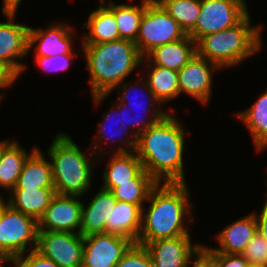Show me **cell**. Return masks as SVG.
I'll return each instance as SVG.
<instances>
[{"label":"cell","mask_w":267,"mask_h":267,"mask_svg":"<svg viewBox=\"0 0 267 267\" xmlns=\"http://www.w3.org/2000/svg\"><path fill=\"white\" fill-rule=\"evenodd\" d=\"M183 127L178 118L168 114L138 136L135 152L158 183H185Z\"/></svg>","instance_id":"1"},{"label":"cell","mask_w":267,"mask_h":267,"mask_svg":"<svg viewBox=\"0 0 267 267\" xmlns=\"http://www.w3.org/2000/svg\"><path fill=\"white\" fill-rule=\"evenodd\" d=\"M190 196L186 182L158 183L149 195L146 212L142 209L141 231L136 243L144 246L154 240L190 235L188 229L193 224ZM185 217L190 225L184 223Z\"/></svg>","instance_id":"2"},{"label":"cell","mask_w":267,"mask_h":267,"mask_svg":"<svg viewBox=\"0 0 267 267\" xmlns=\"http://www.w3.org/2000/svg\"><path fill=\"white\" fill-rule=\"evenodd\" d=\"M81 45L90 74L89 82L95 105L103 102L116 86L142 64L143 56L135 42L130 40Z\"/></svg>","instance_id":"3"},{"label":"cell","mask_w":267,"mask_h":267,"mask_svg":"<svg viewBox=\"0 0 267 267\" xmlns=\"http://www.w3.org/2000/svg\"><path fill=\"white\" fill-rule=\"evenodd\" d=\"M46 153L51 160L56 194L81 197L90 190L93 179L91 168L102 154L90 159L64 132L56 134Z\"/></svg>","instance_id":"4"},{"label":"cell","mask_w":267,"mask_h":267,"mask_svg":"<svg viewBox=\"0 0 267 267\" xmlns=\"http://www.w3.org/2000/svg\"><path fill=\"white\" fill-rule=\"evenodd\" d=\"M251 22L248 13L238 24L203 36L196 43L197 54L221 69L239 65L262 48V26Z\"/></svg>","instance_id":"5"},{"label":"cell","mask_w":267,"mask_h":267,"mask_svg":"<svg viewBox=\"0 0 267 267\" xmlns=\"http://www.w3.org/2000/svg\"><path fill=\"white\" fill-rule=\"evenodd\" d=\"M38 221L8 203L0 210V252L9 260L36 249Z\"/></svg>","instance_id":"6"},{"label":"cell","mask_w":267,"mask_h":267,"mask_svg":"<svg viewBox=\"0 0 267 267\" xmlns=\"http://www.w3.org/2000/svg\"><path fill=\"white\" fill-rule=\"evenodd\" d=\"M187 34L163 7L155 0H146L135 44L145 57L154 48L178 41Z\"/></svg>","instance_id":"7"},{"label":"cell","mask_w":267,"mask_h":267,"mask_svg":"<svg viewBox=\"0 0 267 267\" xmlns=\"http://www.w3.org/2000/svg\"><path fill=\"white\" fill-rule=\"evenodd\" d=\"M35 250L59 267H82L83 236L74 232L38 231Z\"/></svg>","instance_id":"8"},{"label":"cell","mask_w":267,"mask_h":267,"mask_svg":"<svg viewBox=\"0 0 267 267\" xmlns=\"http://www.w3.org/2000/svg\"><path fill=\"white\" fill-rule=\"evenodd\" d=\"M248 12L231 0H201L195 28L188 34L196 43L205 35L238 24Z\"/></svg>","instance_id":"9"},{"label":"cell","mask_w":267,"mask_h":267,"mask_svg":"<svg viewBox=\"0 0 267 267\" xmlns=\"http://www.w3.org/2000/svg\"><path fill=\"white\" fill-rule=\"evenodd\" d=\"M133 244L128 238L110 233L84 236L82 267H115Z\"/></svg>","instance_id":"10"},{"label":"cell","mask_w":267,"mask_h":267,"mask_svg":"<svg viewBox=\"0 0 267 267\" xmlns=\"http://www.w3.org/2000/svg\"><path fill=\"white\" fill-rule=\"evenodd\" d=\"M2 12L9 22H0V60L20 76L27 67L18 59L25 58L29 52L28 33L30 27L15 23L17 9H2Z\"/></svg>","instance_id":"11"},{"label":"cell","mask_w":267,"mask_h":267,"mask_svg":"<svg viewBox=\"0 0 267 267\" xmlns=\"http://www.w3.org/2000/svg\"><path fill=\"white\" fill-rule=\"evenodd\" d=\"M78 198L56 194L38 221L39 231L79 233L83 202Z\"/></svg>","instance_id":"12"},{"label":"cell","mask_w":267,"mask_h":267,"mask_svg":"<svg viewBox=\"0 0 267 267\" xmlns=\"http://www.w3.org/2000/svg\"><path fill=\"white\" fill-rule=\"evenodd\" d=\"M221 68L197 53L178 71L179 96L184 92L200 104H209L212 94V73ZM212 72V73H211Z\"/></svg>","instance_id":"13"},{"label":"cell","mask_w":267,"mask_h":267,"mask_svg":"<svg viewBox=\"0 0 267 267\" xmlns=\"http://www.w3.org/2000/svg\"><path fill=\"white\" fill-rule=\"evenodd\" d=\"M73 31L65 22H56L45 29L30 27L28 51H31L35 45V57L76 54L72 49L75 44L72 38L75 35Z\"/></svg>","instance_id":"14"},{"label":"cell","mask_w":267,"mask_h":267,"mask_svg":"<svg viewBox=\"0 0 267 267\" xmlns=\"http://www.w3.org/2000/svg\"><path fill=\"white\" fill-rule=\"evenodd\" d=\"M190 235L154 240L144 246L149 251L153 267H189L192 255L202 244H193Z\"/></svg>","instance_id":"15"},{"label":"cell","mask_w":267,"mask_h":267,"mask_svg":"<svg viewBox=\"0 0 267 267\" xmlns=\"http://www.w3.org/2000/svg\"><path fill=\"white\" fill-rule=\"evenodd\" d=\"M119 104H118V103ZM112 109L111 110H109V111H107V114H105V113H103V121L105 122V126H104V122H100V124L98 125V130H97V136H98V139H96L97 141V143L96 142H94L95 144H94V146H93V144H92V146H91V148L92 149H90V150H92V151H94V153L91 151V153L90 154H92V156L93 155H97L96 153H100L101 154V152L103 151L102 149V144H103V142H102V139L104 140H107L106 142H108L109 141V143L111 142L112 143V141L114 142H116V141H118L119 140V143H120V145L118 146V148H116V151H115V148L114 147H111L112 148V150H110V151H112L113 152V150H114V153H126V152H131V151H135L136 150V146H137V140H138V136L137 135H135L134 134V131L132 130V137H126V136H128V134L129 133H127L128 131H130L129 130V128H133V118L131 117V116H129L128 114H127V106L125 107L124 106V103H121V102H119L118 100L116 101V103L114 102V104L112 103ZM124 109H126V110H124ZM129 112V111H128ZM118 115V116H120V114H121V119H120V121H122V122H119L118 124H119V127H118V129L117 130H115L114 128V130H115V133L116 134H120V137H112L110 134V137H109V135L107 134V131H110L109 129H108V127L110 128V123L109 124H107L108 122V120L110 121L111 120V117H115L116 115ZM127 115L129 116V118L127 117ZM103 123V124H102ZM107 125H108V127H107ZM126 127V128H125ZM127 130V131H126ZM117 131V132H116ZM114 132V131H113ZM112 133V132H111ZM99 134V135H98ZM115 134V135H116ZM119 134H118V136H119ZM123 134H125L126 136H124ZM107 135H108V137H107ZM121 135H123L122 137H121ZM107 137V138H106ZM111 137H112V139H111ZM117 139V140H116ZM111 140V141H110ZM123 144V145H122ZM123 146V147H122ZM94 148V149H93Z\"/></svg>","instance_id":"16"},{"label":"cell","mask_w":267,"mask_h":267,"mask_svg":"<svg viewBox=\"0 0 267 267\" xmlns=\"http://www.w3.org/2000/svg\"><path fill=\"white\" fill-rule=\"evenodd\" d=\"M117 199L111 191L102 187L85 207L82 204L81 225L79 233L84 237L95 233H106V221L110 220L112 205Z\"/></svg>","instance_id":"17"},{"label":"cell","mask_w":267,"mask_h":267,"mask_svg":"<svg viewBox=\"0 0 267 267\" xmlns=\"http://www.w3.org/2000/svg\"><path fill=\"white\" fill-rule=\"evenodd\" d=\"M256 232L257 223L253 212L230 223L220 233H217L216 239L218 240L219 247H209V249L213 252L225 254H242Z\"/></svg>","instance_id":"18"},{"label":"cell","mask_w":267,"mask_h":267,"mask_svg":"<svg viewBox=\"0 0 267 267\" xmlns=\"http://www.w3.org/2000/svg\"><path fill=\"white\" fill-rule=\"evenodd\" d=\"M143 205L118 201L112 205L110 220L106 221V233L138 241L142 225Z\"/></svg>","instance_id":"19"},{"label":"cell","mask_w":267,"mask_h":267,"mask_svg":"<svg viewBox=\"0 0 267 267\" xmlns=\"http://www.w3.org/2000/svg\"><path fill=\"white\" fill-rule=\"evenodd\" d=\"M196 53V42L187 35L178 41L154 48L145 58L153 65L178 72Z\"/></svg>","instance_id":"20"},{"label":"cell","mask_w":267,"mask_h":267,"mask_svg":"<svg viewBox=\"0 0 267 267\" xmlns=\"http://www.w3.org/2000/svg\"><path fill=\"white\" fill-rule=\"evenodd\" d=\"M136 80L137 81L135 82V85L136 84L137 85L139 84V86L141 87L140 89H145L144 91H145L146 95L148 93V95H147L148 98L146 97V99L148 100V103L146 104L147 107L144 108L143 111L144 112L145 111L148 112V114L150 113L149 114L150 118H149V116L148 117L147 116H144L145 119L142 118V120H140V118L138 119L137 118L138 115H136V114H134V115H136L135 118H133V116H132V118L135 119V120H133V128H135L134 131L136 130L134 132V134L137 135V136H139L141 133L145 132L150 126L156 124L159 120H161L164 117H166L169 113H167L165 110H162L161 109L162 107H159L160 104H162V103L154 95V93L149 89L147 80L145 81V83H144V80L143 81L142 80H139V79H136ZM132 87L134 88V85L133 86L132 85H129V84H127V82L124 81L120 85L116 86L115 88H117V90H119V88L122 89V90H120L121 93H119V96H118L119 99H118V101L121 102V103H124V105L127 106V107H129V108L130 107L134 108L133 110H135V106H136L137 102L134 103L133 98L131 99V101L129 100L131 98V97L129 98V96H130L129 91L131 90ZM136 99L137 98L135 97V100ZM144 99H145V97H144ZM126 100H129L130 102H128ZM156 105H158V106H156Z\"/></svg>","instance_id":"21"},{"label":"cell","mask_w":267,"mask_h":267,"mask_svg":"<svg viewBox=\"0 0 267 267\" xmlns=\"http://www.w3.org/2000/svg\"><path fill=\"white\" fill-rule=\"evenodd\" d=\"M8 193L9 199L6 203L37 221L56 195L54 188H13Z\"/></svg>","instance_id":"22"},{"label":"cell","mask_w":267,"mask_h":267,"mask_svg":"<svg viewBox=\"0 0 267 267\" xmlns=\"http://www.w3.org/2000/svg\"><path fill=\"white\" fill-rule=\"evenodd\" d=\"M111 159L103 172L102 188L111 191L117 183L129 182L144 168L135 151L126 153H111Z\"/></svg>","instance_id":"23"},{"label":"cell","mask_w":267,"mask_h":267,"mask_svg":"<svg viewBox=\"0 0 267 267\" xmlns=\"http://www.w3.org/2000/svg\"><path fill=\"white\" fill-rule=\"evenodd\" d=\"M14 188H54L51 162L39 148L31 149Z\"/></svg>","instance_id":"24"},{"label":"cell","mask_w":267,"mask_h":267,"mask_svg":"<svg viewBox=\"0 0 267 267\" xmlns=\"http://www.w3.org/2000/svg\"><path fill=\"white\" fill-rule=\"evenodd\" d=\"M105 0H100V6L89 14L83 24L89 29L84 34L82 43H105L120 39L117 22L114 14L106 7Z\"/></svg>","instance_id":"25"},{"label":"cell","mask_w":267,"mask_h":267,"mask_svg":"<svg viewBox=\"0 0 267 267\" xmlns=\"http://www.w3.org/2000/svg\"><path fill=\"white\" fill-rule=\"evenodd\" d=\"M243 124L251 134L256 151H263L267 148V91L248 109L238 113Z\"/></svg>","instance_id":"26"},{"label":"cell","mask_w":267,"mask_h":267,"mask_svg":"<svg viewBox=\"0 0 267 267\" xmlns=\"http://www.w3.org/2000/svg\"><path fill=\"white\" fill-rule=\"evenodd\" d=\"M148 67L149 71L145 77L149 89L154 95L161 101L166 103L167 101L174 100L179 96V78L178 72L167 69L165 67L151 64L145 57H143L142 64Z\"/></svg>","instance_id":"27"},{"label":"cell","mask_w":267,"mask_h":267,"mask_svg":"<svg viewBox=\"0 0 267 267\" xmlns=\"http://www.w3.org/2000/svg\"><path fill=\"white\" fill-rule=\"evenodd\" d=\"M30 154L18 141H12L0 159V189L11 191L17 184L23 165Z\"/></svg>","instance_id":"28"},{"label":"cell","mask_w":267,"mask_h":267,"mask_svg":"<svg viewBox=\"0 0 267 267\" xmlns=\"http://www.w3.org/2000/svg\"><path fill=\"white\" fill-rule=\"evenodd\" d=\"M106 6L115 16L120 39L136 42L142 16L146 10V0L140 5L114 4L109 1Z\"/></svg>","instance_id":"29"},{"label":"cell","mask_w":267,"mask_h":267,"mask_svg":"<svg viewBox=\"0 0 267 267\" xmlns=\"http://www.w3.org/2000/svg\"><path fill=\"white\" fill-rule=\"evenodd\" d=\"M158 182L143 169L135 178L125 183H117L111 192L118 201L143 205L148 201L152 189Z\"/></svg>","instance_id":"30"},{"label":"cell","mask_w":267,"mask_h":267,"mask_svg":"<svg viewBox=\"0 0 267 267\" xmlns=\"http://www.w3.org/2000/svg\"><path fill=\"white\" fill-rule=\"evenodd\" d=\"M174 18L188 35L194 28L201 10V0H155Z\"/></svg>","instance_id":"31"},{"label":"cell","mask_w":267,"mask_h":267,"mask_svg":"<svg viewBox=\"0 0 267 267\" xmlns=\"http://www.w3.org/2000/svg\"><path fill=\"white\" fill-rule=\"evenodd\" d=\"M242 255L251 267H267V240L256 232Z\"/></svg>","instance_id":"32"},{"label":"cell","mask_w":267,"mask_h":267,"mask_svg":"<svg viewBox=\"0 0 267 267\" xmlns=\"http://www.w3.org/2000/svg\"><path fill=\"white\" fill-rule=\"evenodd\" d=\"M115 267H153V263L145 246L134 243Z\"/></svg>","instance_id":"33"},{"label":"cell","mask_w":267,"mask_h":267,"mask_svg":"<svg viewBox=\"0 0 267 267\" xmlns=\"http://www.w3.org/2000/svg\"><path fill=\"white\" fill-rule=\"evenodd\" d=\"M76 54H61L55 56H42L35 57L36 63L42 70L47 72H60L65 71L70 67V63L72 58H74Z\"/></svg>","instance_id":"34"},{"label":"cell","mask_w":267,"mask_h":267,"mask_svg":"<svg viewBox=\"0 0 267 267\" xmlns=\"http://www.w3.org/2000/svg\"><path fill=\"white\" fill-rule=\"evenodd\" d=\"M27 256L21 254L10 260L12 267H59L54 261L42 256L36 250L29 251Z\"/></svg>","instance_id":"35"},{"label":"cell","mask_w":267,"mask_h":267,"mask_svg":"<svg viewBox=\"0 0 267 267\" xmlns=\"http://www.w3.org/2000/svg\"><path fill=\"white\" fill-rule=\"evenodd\" d=\"M194 255L196 257H194ZM192 258H195V261H193ZM190 262H193L192 267H218L217 252L211 251L208 246H204L202 244L200 248L192 255Z\"/></svg>","instance_id":"36"},{"label":"cell","mask_w":267,"mask_h":267,"mask_svg":"<svg viewBox=\"0 0 267 267\" xmlns=\"http://www.w3.org/2000/svg\"><path fill=\"white\" fill-rule=\"evenodd\" d=\"M218 267H251L242 254H225L217 252Z\"/></svg>","instance_id":"37"},{"label":"cell","mask_w":267,"mask_h":267,"mask_svg":"<svg viewBox=\"0 0 267 267\" xmlns=\"http://www.w3.org/2000/svg\"><path fill=\"white\" fill-rule=\"evenodd\" d=\"M19 76L2 60H0V89L13 86ZM4 94H0V101Z\"/></svg>","instance_id":"38"},{"label":"cell","mask_w":267,"mask_h":267,"mask_svg":"<svg viewBox=\"0 0 267 267\" xmlns=\"http://www.w3.org/2000/svg\"><path fill=\"white\" fill-rule=\"evenodd\" d=\"M254 214L257 223V232L267 240V197L260 215L257 213Z\"/></svg>","instance_id":"39"},{"label":"cell","mask_w":267,"mask_h":267,"mask_svg":"<svg viewBox=\"0 0 267 267\" xmlns=\"http://www.w3.org/2000/svg\"><path fill=\"white\" fill-rule=\"evenodd\" d=\"M22 0H3L2 9H18Z\"/></svg>","instance_id":"40"},{"label":"cell","mask_w":267,"mask_h":267,"mask_svg":"<svg viewBox=\"0 0 267 267\" xmlns=\"http://www.w3.org/2000/svg\"><path fill=\"white\" fill-rule=\"evenodd\" d=\"M12 141L9 142V139L8 140H2L0 141V159H1V156H2V151L11 143Z\"/></svg>","instance_id":"41"},{"label":"cell","mask_w":267,"mask_h":267,"mask_svg":"<svg viewBox=\"0 0 267 267\" xmlns=\"http://www.w3.org/2000/svg\"><path fill=\"white\" fill-rule=\"evenodd\" d=\"M231 1H234L235 3H237L238 5H240L242 8H244L249 13L245 0H231Z\"/></svg>","instance_id":"42"},{"label":"cell","mask_w":267,"mask_h":267,"mask_svg":"<svg viewBox=\"0 0 267 267\" xmlns=\"http://www.w3.org/2000/svg\"><path fill=\"white\" fill-rule=\"evenodd\" d=\"M10 260L6 258L1 252H0V267H4V263H9Z\"/></svg>","instance_id":"43"},{"label":"cell","mask_w":267,"mask_h":267,"mask_svg":"<svg viewBox=\"0 0 267 267\" xmlns=\"http://www.w3.org/2000/svg\"><path fill=\"white\" fill-rule=\"evenodd\" d=\"M5 201H4V199H3V196L2 195H0V210H1V208L5 205Z\"/></svg>","instance_id":"44"}]
</instances>
